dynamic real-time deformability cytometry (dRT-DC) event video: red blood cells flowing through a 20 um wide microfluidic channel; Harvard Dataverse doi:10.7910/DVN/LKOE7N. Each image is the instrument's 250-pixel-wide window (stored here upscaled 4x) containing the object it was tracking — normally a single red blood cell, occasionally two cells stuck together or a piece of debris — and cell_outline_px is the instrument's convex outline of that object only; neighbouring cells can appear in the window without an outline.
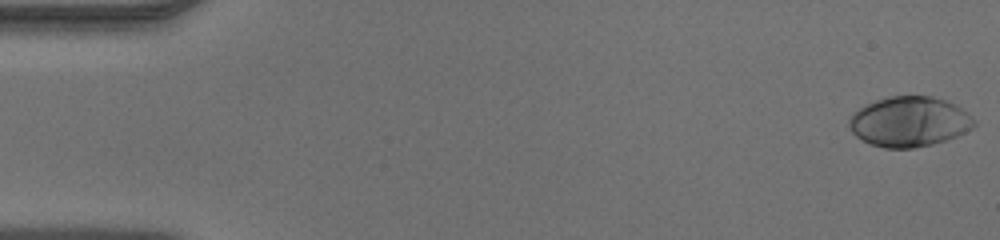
{"species": "human", "species_latin": "Homo sapiens", "temperature_condition": "warm", "stored_images_in_passage": 50, "camera_frame_rate_fps": 3000, "um_per_image_px": 0.085, "donor": {"sex": "male"}, "frame": {"image": 1, "passage_image": 1, "time_ms": 0.0, "image_size_px": [1000, 240], "cell_outline_px": [[976, 124], [972, 128], [956, 136], [932, 144], [912, 148], [884, 148], [872, 144], [856, 136], [848, 128], [848, 120], [860, 108], [876, 100], [892, 96], [932, 96], [944, 100], [960, 108], [976, 120]], "centroid_in_image_um": [77.28, 10.35], "position_along_channel_um": 7.7, "area_um2": 36.01}}
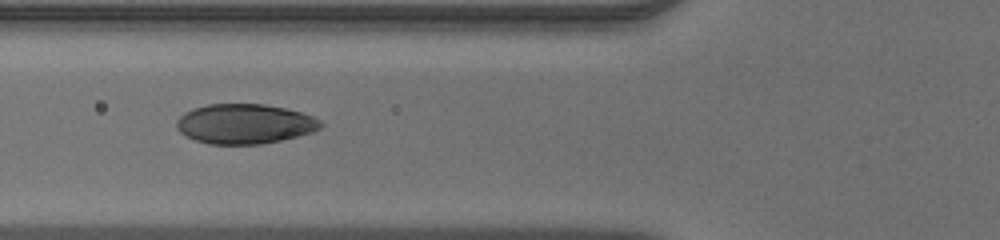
{"frame": {"image": 2, "passage_image": 19, "time_ms": 6.0, "image_size_px": [1000, 240], "cell_outline_px": [[324, 124], [320, 128], [312, 132], [280, 140], [260, 144], [208, 144], [196, 140], [180, 132], [176, 128], [176, 120], [184, 112], [192, 108], [208, 104], [264, 104], [284, 108], [300, 112], [312, 116], [320, 120]], "centroid_in_image_um": [20.78, 10.52], "position_along_channel_um": 105.0, "area_um2": 33.35}}
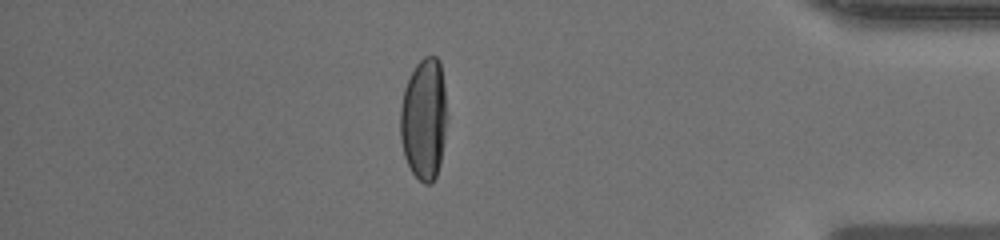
{"frame": {"image": 3, "passage_image": 43, "time_ms": 14.0, "image_size_px": [1000, 240], "cell_outline_px": [[444, 132], [440, 164], [436, 176], [432, 184], [424, 184], [412, 172], [404, 156], [400, 140], [400, 108], [404, 88], [416, 64], [424, 56], [436, 56], [440, 60], [444, 88]], "centroid_in_image_um": [36.0, 10.13], "position_along_channel_um": 399.2, "area_um2": 32.66}}